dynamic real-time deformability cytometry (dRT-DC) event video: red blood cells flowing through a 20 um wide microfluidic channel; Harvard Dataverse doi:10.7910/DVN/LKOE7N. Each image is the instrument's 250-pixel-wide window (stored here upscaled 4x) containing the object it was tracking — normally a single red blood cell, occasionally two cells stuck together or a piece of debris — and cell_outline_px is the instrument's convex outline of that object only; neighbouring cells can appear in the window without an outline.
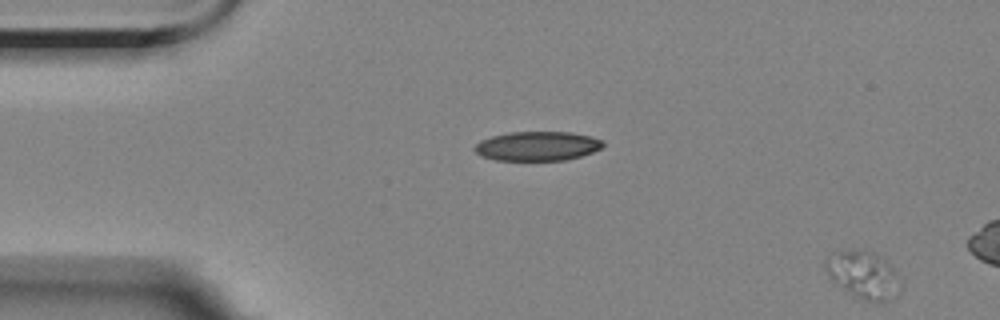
{"species": "Egyptian fruit bat (a non-hibernating species)", "species_latin": "Rousettus aegyptiacus", "temperature_condition": "room temperature", "stored_images_in_passage": 5, "camera_frame_rate_fps": 3000, "um_per_image_px": 0.085, "animal": {"sex": "female"}, "frame": {"image": 1, "passage_image": 1, "time_ms": 0.0, "image_size_px": [1000, 320], "cell_outline_px": [[904, 288], [896, 296], [888, 300], [868, 300], [856, 296], [832, 280], [828, 276], [824, 268], [824, 260], [832, 252], [872, 252], [888, 264], [904, 280]], "centroid_in_image_um": [73.44, 23.39], "position_along_channel_um": 11.6, "area_um2": 20.23}}